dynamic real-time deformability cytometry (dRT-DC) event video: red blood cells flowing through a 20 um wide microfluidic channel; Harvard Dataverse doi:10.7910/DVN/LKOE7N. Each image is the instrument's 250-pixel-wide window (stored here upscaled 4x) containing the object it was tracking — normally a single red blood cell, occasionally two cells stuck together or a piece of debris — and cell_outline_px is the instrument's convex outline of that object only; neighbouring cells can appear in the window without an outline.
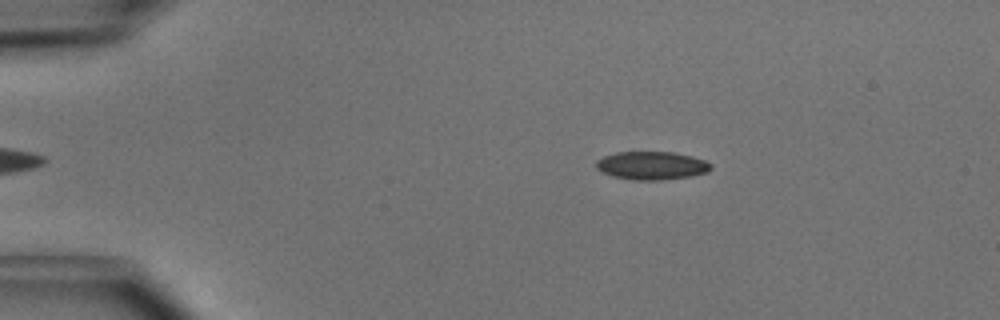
{"species": "common noctule bat (a hibernating species)", "species_latin": "Nyctalus noctula", "temperature_condition": "cold", "stored_images_in_passage": 49, "camera_frame_rate_fps": 3000, "um_per_image_px": 0.085, "animal": {"sex": "male", "body_mass_g": 15.6}, "frame": {"image": 1, "passage_image": 9, "time_ms": 2.667, "image_size_px": [1000, 320], "cell_outline_px": [[712, 168], [708, 172], [688, 176], [656, 180], [636, 180], [612, 176], [596, 168], [596, 160], [604, 156], [616, 152], [672, 152], [692, 156], [704, 160], [712, 164]], "centroid_in_image_um": [55.39, 14.06], "position_along_channel_um": 29.6, "area_um2": 18.67}}
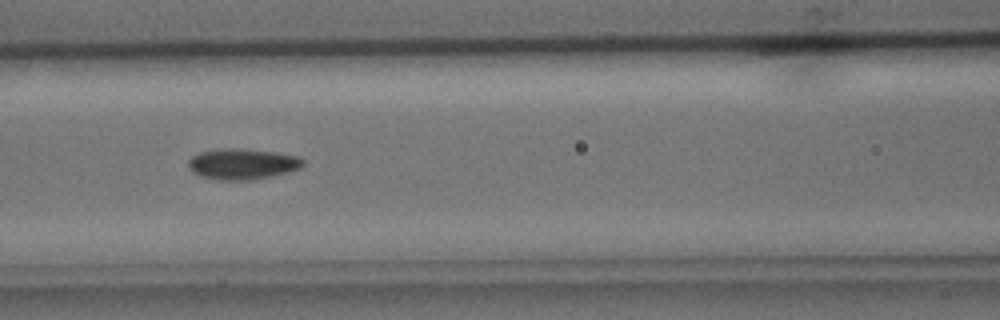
{"frame": {"image": 2, "passage_image": 22, "time_ms": 7.0, "image_size_px": [1000, 320], "cell_outline_px": [[304, 164], [300, 168], [288, 172], [272, 176], [248, 180], [220, 180], [200, 176], [192, 172], [188, 164], [188, 160], [192, 156], [200, 152], [220, 148], [240, 148], [276, 152], [300, 156], [304, 160]], "centroid_in_image_um": [20.61, 13.93], "position_along_channel_um": 146.0, "area_um2": 20.75}}
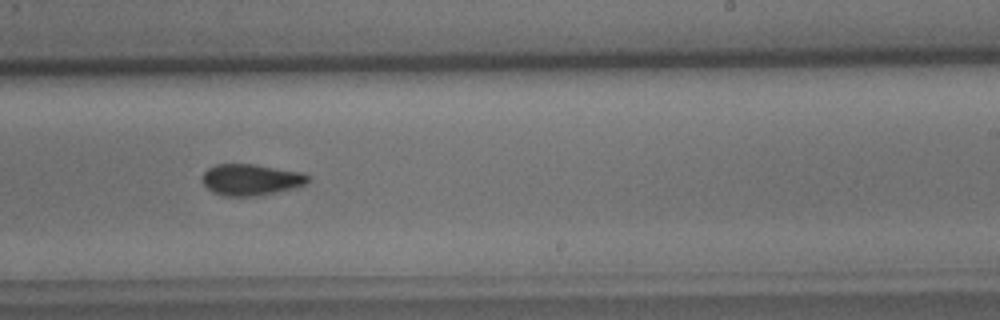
{"frame": {"image": 3, "passage_image": 31, "time_ms": 10.0, "image_size_px": [1000, 320], "cell_outline_px": [[308, 180], [304, 184], [292, 188], [276, 192], [252, 196], [224, 196], [212, 192], [200, 180], [200, 176], [208, 168], [216, 164], [256, 164], [304, 172], [308, 176]], "centroid_in_image_um": [21.28, 15.26], "position_along_channel_um": 267.7, "area_um2": 19.36}, "authors_computed_cell_mechanics": {"area_um2": 18.9006, "velocity_mm_per_s": 4.0636, "shape_relaxation_time_tau1_ms": 5.0573, "shape_relaxation_time_tau2_ms": 5.4183, "deformation_change_tau1": 0.1143, "deformation_change_tau2": 0.0966}}